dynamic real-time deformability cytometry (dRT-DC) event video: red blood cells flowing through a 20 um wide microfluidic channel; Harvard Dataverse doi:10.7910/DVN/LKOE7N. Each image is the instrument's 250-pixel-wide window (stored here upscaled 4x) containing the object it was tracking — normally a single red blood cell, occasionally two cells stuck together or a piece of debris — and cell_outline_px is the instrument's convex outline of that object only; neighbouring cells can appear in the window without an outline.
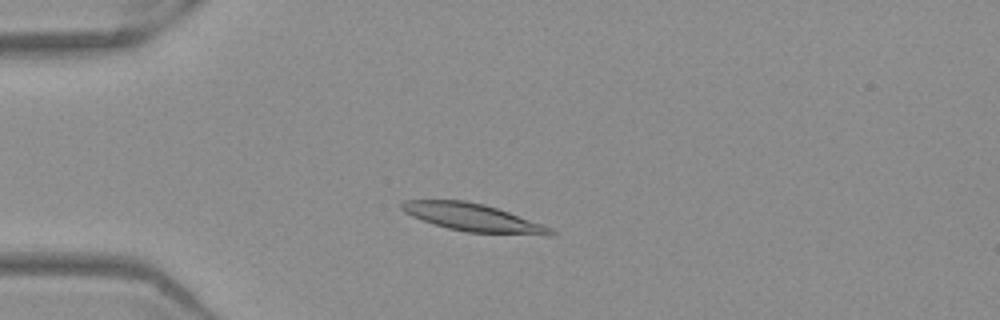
{"species": "Egyptian fruit bat (a non-hibernating species)", "species_latin": "Rousettus aegyptiacus", "temperature_condition": "warm", "stored_images_in_passage": 50, "camera_frame_rate_fps": 3000, "um_per_image_px": 0.085, "frame": {"image": 1, "passage_image": 11, "time_ms": 3.333, "image_size_px": [1000, 320], "cell_outline_px": [[556, 236], [544, 236], [468, 232], [448, 228], [412, 216], [404, 212], [400, 208], [400, 204], [404, 200], [464, 200], [484, 204], [544, 224], [552, 228], [556, 232]], "centroid_in_image_um": [40.29, 18.51], "position_along_channel_um": 44.7, "area_um2": 24.16}}
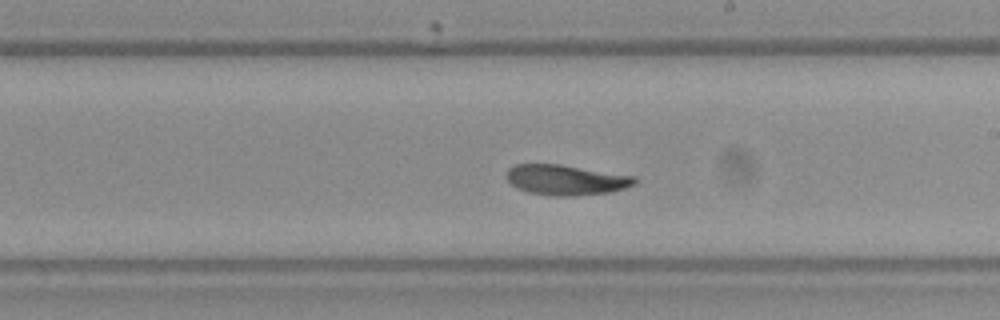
{"frame": {"image": 2, "passage_image": 28, "time_ms": 9.0, "image_size_px": [1000, 320], "cell_outline_px": [[636, 184], [624, 188], [608, 192], [572, 196], [552, 196], [528, 192], [516, 188], [504, 176], [508, 168], [516, 164], [560, 164], [636, 176]], "centroid_in_image_um": [48.08, 15.28], "position_along_channel_um": 240.9, "area_um2": 22.72}}
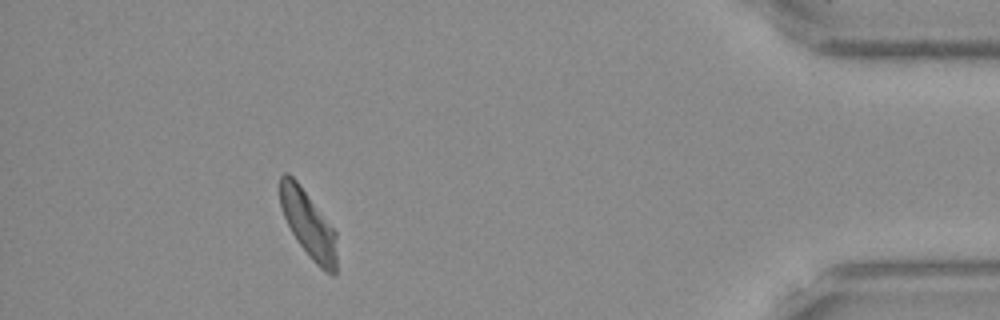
{"frame": {"image": 3, "passage_image": 45, "time_ms": 14.667, "image_size_px": [1000, 320], "cell_outline_px": [[336, 272], [332, 276], [320, 268], [312, 260], [300, 244], [292, 232], [284, 216], [280, 204], [280, 176], [284, 172], [288, 172], [296, 180], [336, 232]], "centroid_in_image_um": [26.21, 19.06], "position_along_channel_um": 409.0, "area_um2": 21.68}, "authors_computed_cell_mechanics": {"area_um2": 22.8599, "velocity_mm_per_s": 3.882, "shape_relaxation_time_tau1_ms": 6.393, "shape_relaxation_time_tau2_ms": 3.4954, "deformation_change_tau1": 0.1446, "deformation_change_tau2": 0.0826}}